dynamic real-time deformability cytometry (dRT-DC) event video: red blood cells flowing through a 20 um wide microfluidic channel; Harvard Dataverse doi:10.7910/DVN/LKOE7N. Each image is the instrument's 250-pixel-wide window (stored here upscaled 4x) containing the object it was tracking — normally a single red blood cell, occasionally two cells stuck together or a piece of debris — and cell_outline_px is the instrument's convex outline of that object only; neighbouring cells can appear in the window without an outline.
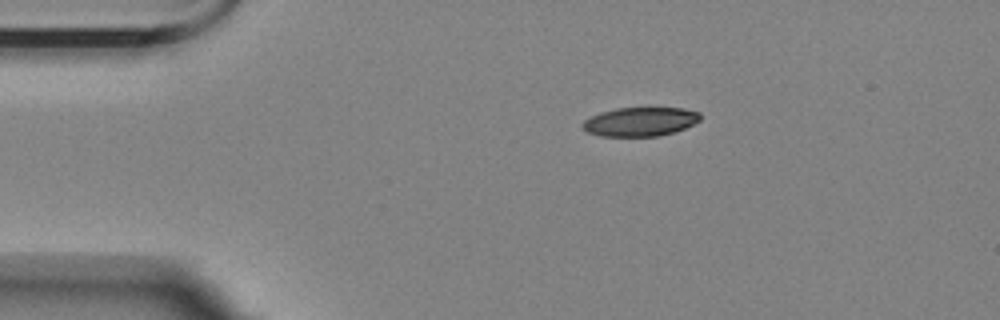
{"species": "Egyptian fruit bat (a non-hibernating species)", "species_latin": "Rousettus aegyptiacus", "temperature_condition": "room temperature", "stored_images_in_passage": 4, "camera_frame_rate_fps": 3000, "um_per_image_px": 0.085, "animal": {"sex": "female"}, "frame": {"image": 1, "passage_image": 1, "time_ms": 0.0, "image_size_px": [1000, 320], "cell_outline_px": [[700, 120], [676, 132], [660, 136], [600, 136], [588, 132], [580, 124], [584, 120], [600, 112], [616, 108], [648, 104], [684, 108], [700, 112]], "centroid_in_image_um": [54.46, 10.28], "position_along_channel_um": 30.5, "area_um2": 20.87}}
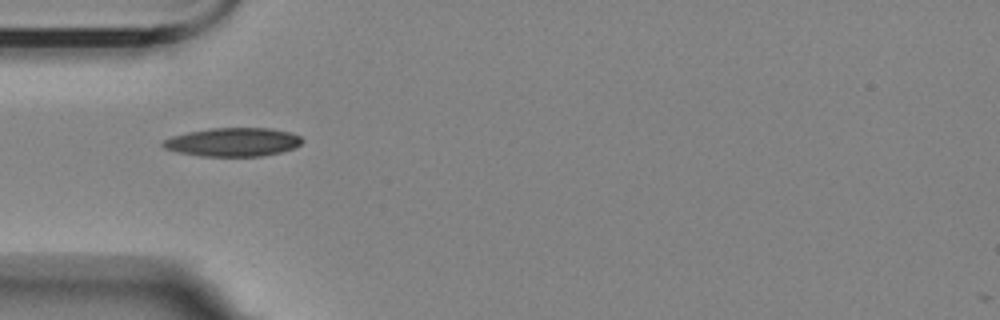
{"frame": {"image": 2, "passage_image": 3, "time_ms": 2.333, "image_size_px": [1000, 320], "cell_outline_px": [[304, 140], [300, 144], [292, 148], [280, 152], [264, 156], [200, 156], [180, 152], [164, 148], [160, 144], [164, 140], [172, 136], [188, 132], [212, 128], [272, 128], [288, 132], [300, 136]], "centroid_in_image_um": [19.8, 12.07], "position_along_channel_um": 65.2, "area_um2": 23.06}}
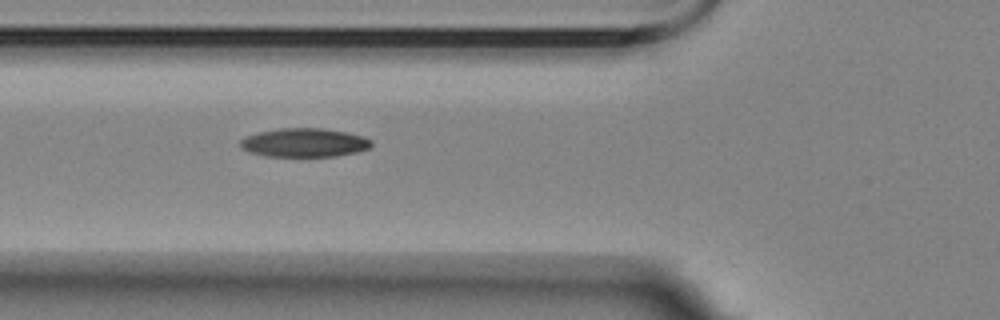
{"frame": {"image": 3, "passage_image": 4, "time_ms": 3.333, "image_size_px": [1000, 320], "cell_outline_px": [[372, 148], [356, 152], [336, 156], [264, 156], [248, 152], [240, 148], [240, 140], [244, 136], [260, 132], [280, 128], [324, 128], [348, 132], [364, 136], [372, 140]], "centroid_in_image_um": [25.88, 12.12], "position_along_channel_um": 99.9, "area_um2": 22.25}}